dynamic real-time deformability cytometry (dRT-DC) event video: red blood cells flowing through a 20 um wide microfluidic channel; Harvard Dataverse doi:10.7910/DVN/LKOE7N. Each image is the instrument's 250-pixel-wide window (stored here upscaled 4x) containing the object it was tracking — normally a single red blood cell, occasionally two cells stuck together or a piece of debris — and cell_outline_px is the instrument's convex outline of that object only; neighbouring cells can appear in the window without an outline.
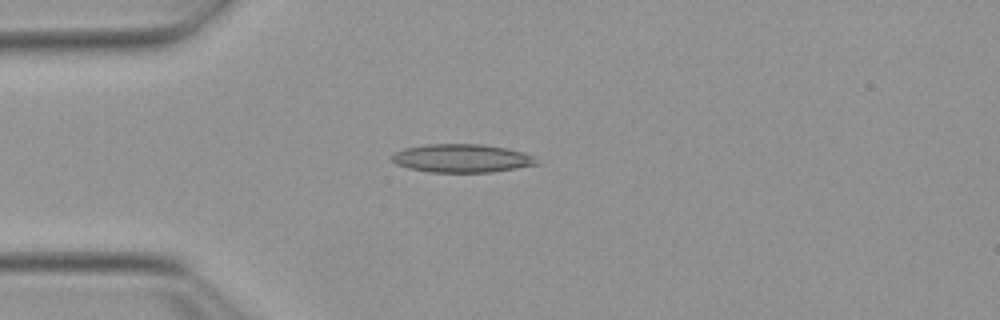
{"species": "Egyptian fruit bat (a non-hibernating species)", "species_latin": "Rousettus aegyptiacus", "temperature_condition": "warm", "stored_images_in_passage": 28, "camera_frame_rate_fps": 3000, "um_per_image_px": 0.085, "animal": {"sex": "female"}, "frame": {"image": 1, "passage_image": 13, "time_ms": 4.0, "image_size_px": [1000, 320], "cell_outline_px": [[540, 164], [492, 172], [432, 172], [408, 168], [396, 164], [392, 160], [392, 152], [404, 148], [424, 144], [484, 144], [508, 148], [524, 152], [532, 156]], "centroid_in_image_um": [39.24, 13.44], "position_along_channel_um": 45.8, "area_um2": 24.04}}
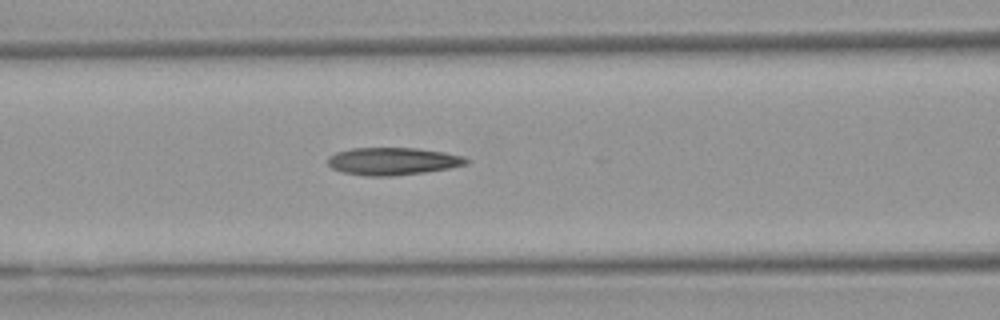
{"frame": {"image": 2, "passage_image": 21, "time_ms": 6.667, "image_size_px": [1000, 320], "cell_outline_px": [[472, 160], [468, 164], [448, 168], [424, 172], [392, 176], [368, 176], [344, 172], [332, 168], [328, 164], [328, 156], [336, 152], [352, 148], [416, 148], [444, 152], [464, 156]], "centroid_in_image_um": [33.42, 13.7], "position_along_channel_um": 133.2, "area_um2": 22.2}}
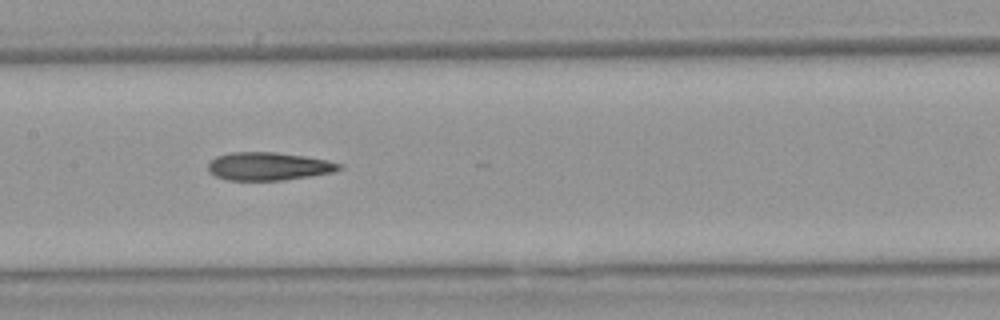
{"frame": {"image": 3, "passage_image": 25, "time_ms": 8.0, "image_size_px": [1000, 320], "cell_outline_px": [[344, 168], [332, 172], [312, 176], [284, 180], [228, 180], [216, 176], [208, 172], [208, 164], [216, 156], [232, 152], [276, 152], [304, 156], [328, 160], [344, 164]], "centroid_in_image_um": [22.86, 14.13], "position_along_channel_um": 184.5, "area_um2": 21.56}}